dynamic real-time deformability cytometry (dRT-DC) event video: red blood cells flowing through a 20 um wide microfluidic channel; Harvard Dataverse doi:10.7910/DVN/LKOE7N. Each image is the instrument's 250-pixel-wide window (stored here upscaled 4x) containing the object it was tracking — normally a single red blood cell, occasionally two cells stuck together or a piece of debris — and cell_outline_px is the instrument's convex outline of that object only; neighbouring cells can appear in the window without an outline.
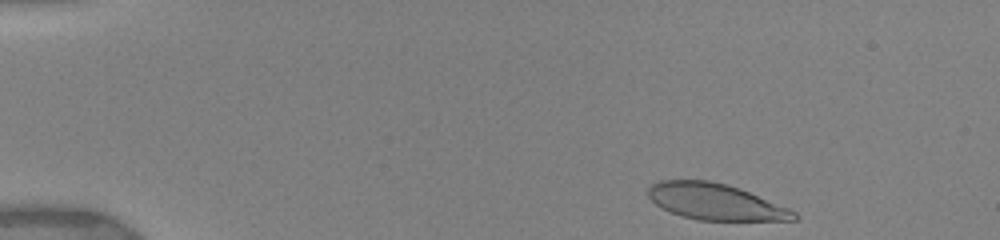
{"species": "human", "species_latin": "Homo sapiens", "temperature_condition": "warm", "stored_images_in_passage": 32, "camera_frame_rate_fps": 3000, "um_per_image_px": 0.085, "donor": {"sex": "female"}, "frame": {"image": 1, "passage_image": 1, "time_ms": 0.0, "image_size_px": [1000, 240], "cell_outline_px": [[800, 216], [796, 220], [696, 220], [672, 212], [656, 204], [648, 196], [648, 188], [656, 180], [708, 180], [728, 184], [740, 188], [788, 208], [796, 212]], "centroid_in_image_um": [60.81, 17.14], "position_along_channel_um": 24.2, "area_um2": 30.63}}
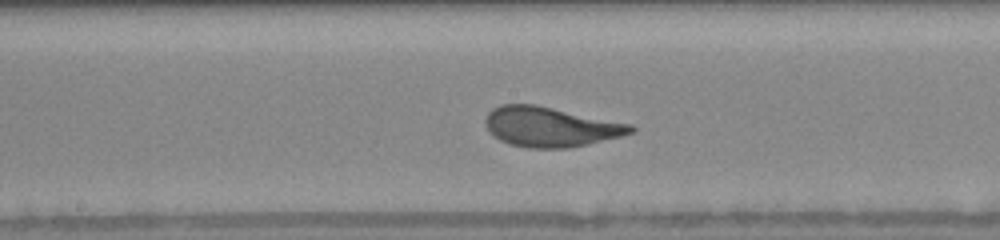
{"frame": {"image": 2, "passage_image": 22, "time_ms": 7.0, "image_size_px": [1000, 240], "cell_outline_px": [[636, 128], [632, 132], [620, 136], [588, 144], [568, 148], [528, 148], [508, 144], [492, 136], [484, 124], [484, 120], [488, 112], [492, 108], [500, 104], [536, 104], [632, 124]], "centroid_in_image_um": [46.74, 10.77], "position_along_channel_um": 201.5, "area_um2": 33.99}}
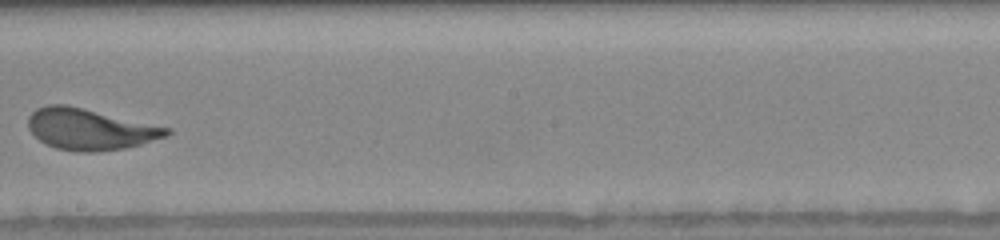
{"frame": {"image": 3, "passage_image": 24, "time_ms": 8.0, "image_size_px": [1000, 240], "cell_outline_px": [[172, 132], [168, 136], [140, 144], [124, 148], [96, 152], [76, 152], [56, 148], [40, 140], [28, 128], [28, 116], [36, 108], [48, 104], [64, 104], [172, 128]], "centroid_in_image_um": [7.65, 10.98], "position_along_channel_um": 240.5, "area_um2": 33.12}}